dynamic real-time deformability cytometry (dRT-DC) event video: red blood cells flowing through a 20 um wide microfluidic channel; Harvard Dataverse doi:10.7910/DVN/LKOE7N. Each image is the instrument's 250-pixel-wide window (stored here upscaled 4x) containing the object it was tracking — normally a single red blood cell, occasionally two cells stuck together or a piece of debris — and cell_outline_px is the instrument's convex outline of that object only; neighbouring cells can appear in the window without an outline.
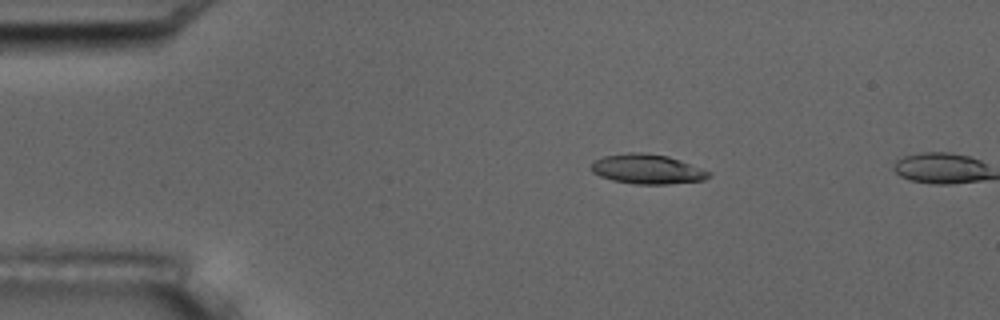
{"species": "common noctule bat (a hibernating species)", "species_latin": "Nyctalus noctula", "temperature_condition": "room temperature", "stored_images_in_passage": 4, "camera_frame_rate_fps": 3000, "um_per_image_px": 0.085, "animal": {"sex": "male", "body_mass_g": 17.5, "forearm_length_mm": 52.3}, "frame": {"image": 1, "passage_image": 3, "time_ms": 2.333, "image_size_px": [1000, 320], "cell_outline_px": [[712, 176], [704, 180], [668, 184], [636, 184], [612, 180], [600, 176], [592, 172], [592, 160], [604, 156], [628, 152], [640, 152], [668, 156], [712, 172]], "centroid_in_image_um": [55.02, 14.37], "position_along_channel_um": 30.0, "area_um2": 20.35}}